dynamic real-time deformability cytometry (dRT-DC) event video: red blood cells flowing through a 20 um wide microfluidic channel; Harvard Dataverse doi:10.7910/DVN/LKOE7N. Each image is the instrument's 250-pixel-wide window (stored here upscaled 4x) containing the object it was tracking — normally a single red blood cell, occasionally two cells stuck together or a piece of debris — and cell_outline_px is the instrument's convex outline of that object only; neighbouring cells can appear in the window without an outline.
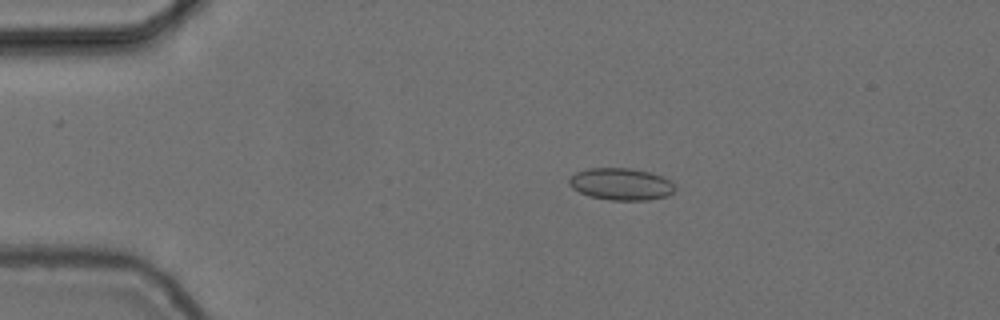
{"species": "common noctule bat (a hibernating species)", "species_latin": "Nyctalus noctula", "temperature_condition": "cold", "stored_images_in_passage": 15, "camera_frame_rate_fps": 3000, "um_per_image_px": 0.085, "animal": {"sex": "female", "body_mass_g": 24.6, "forearm_length_mm": 56.2}, "frame": {"image": 1, "passage_image": 10, "time_ms": 3.0, "image_size_px": [1000, 320], "cell_outline_px": [[676, 188], [668, 196], [648, 200], [608, 200], [588, 196], [572, 188], [568, 184], [568, 180], [576, 172], [588, 168], [628, 168], [648, 172], [664, 176], [672, 180]], "centroid_in_image_um": [52.8, 15.65], "position_along_channel_um": 32.2, "area_um2": 19.94}}